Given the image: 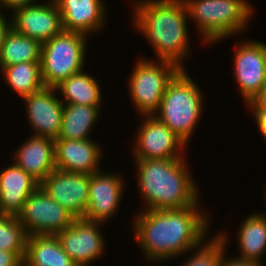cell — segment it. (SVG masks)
Segmentation results:
<instances>
[{"mask_svg":"<svg viewBox=\"0 0 266 266\" xmlns=\"http://www.w3.org/2000/svg\"><path fill=\"white\" fill-rule=\"evenodd\" d=\"M201 200L182 209L143 210L133 217V237L149 263L172 260L197 247L209 232Z\"/></svg>","mask_w":266,"mask_h":266,"instance_id":"obj_1","label":"cell"},{"mask_svg":"<svg viewBox=\"0 0 266 266\" xmlns=\"http://www.w3.org/2000/svg\"><path fill=\"white\" fill-rule=\"evenodd\" d=\"M131 6L132 26L149 42L156 60L168 61L180 69H186L183 61L190 57L192 51L189 45V19L185 2L133 0Z\"/></svg>","mask_w":266,"mask_h":266,"instance_id":"obj_2","label":"cell"},{"mask_svg":"<svg viewBox=\"0 0 266 266\" xmlns=\"http://www.w3.org/2000/svg\"><path fill=\"white\" fill-rule=\"evenodd\" d=\"M185 158L133 159L144 210L182 209L201 199Z\"/></svg>","mask_w":266,"mask_h":266,"instance_id":"obj_3","label":"cell"},{"mask_svg":"<svg viewBox=\"0 0 266 266\" xmlns=\"http://www.w3.org/2000/svg\"><path fill=\"white\" fill-rule=\"evenodd\" d=\"M202 45L218 44L248 28L254 7L247 0H183Z\"/></svg>","mask_w":266,"mask_h":266,"instance_id":"obj_4","label":"cell"},{"mask_svg":"<svg viewBox=\"0 0 266 266\" xmlns=\"http://www.w3.org/2000/svg\"><path fill=\"white\" fill-rule=\"evenodd\" d=\"M186 69H181L169 82L153 114L187 145L199 125L204 111V95Z\"/></svg>","mask_w":266,"mask_h":266,"instance_id":"obj_5","label":"cell"},{"mask_svg":"<svg viewBox=\"0 0 266 266\" xmlns=\"http://www.w3.org/2000/svg\"><path fill=\"white\" fill-rule=\"evenodd\" d=\"M88 36L62 31L41 47V75L45 87H56L61 81L85 69Z\"/></svg>","mask_w":266,"mask_h":266,"instance_id":"obj_6","label":"cell"},{"mask_svg":"<svg viewBox=\"0 0 266 266\" xmlns=\"http://www.w3.org/2000/svg\"><path fill=\"white\" fill-rule=\"evenodd\" d=\"M128 79V91L139 115H153L173 77L181 70L168 62L139 57Z\"/></svg>","mask_w":266,"mask_h":266,"instance_id":"obj_7","label":"cell"},{"mask_svg":"<svg viewBox=\"0 0 266 266\" xmlns=\"http://www.w3.org/2000/svg\"><path fill=\"white\" fill-rule=\"evenodd\" d=\"M17 219L27 235H56L75 221V217L50 198L39 186L30 194Z\"/></svg>","mask_w":266,"mask_h":266,"instance_id":"obj_8","label":"cell"},{"mask_svg":"<svg viewBox=\"0 0 266 266\" xmlns=\"http://www.w3.org/2000/svg\"><path fill=\"white\" fill-rule=\"evenodd\" d=\"M135 132L133 159H180L187 155L188 145L155 115H141ZM186 149V150H185Z\"/></svg>","mask_w":266,"mask_h":266,"instance_id":"obj_9","label":"cell"},{"mask_svg":"<svg viewBox=\"0 0 266 266\" xmlns=\"http://www.w3.org/2000/svg\"><path fill=\"white\" fill-rule=\"evenodd\" d=\"M239 43L233 52V75L248 104L266 84V43L251 39Z\"/></svg>","mask_w":266,"mask_h":266,"instance_id":"obj_10","label":"cell"},{"mask_svg":"<svg viewBox=\"0 0 266 266\" xmlns=\"http://www.w3.org/2000/svg\"><path fill=\"white\" fill-rule=\"evenodd\" d=\"M103 225L101 222L79 218L56 234L63 250L77 266H91V263L103 256L106 251L105 236L101 233Z\"/></svg>","mask_w":266,"mask_h":266,"instance_id":"obj_11","label":"cell"},{"mask_svg":"<svg viewBox=\"0 0 266 266\" xmlns=\"http://www.w3.org/2000/svg\"><path fill=\"white\" fill-rule=\"evenodd\" d=\"M123 175L99 170L90 175L89 197L83 219L106 223L120 211L119 206L126 189ZM125 185V186H124Z\"/></svg>","mask_w":266,"mask_h":266,"instance_id":"obj_12","label":"cell"},{"mask_svg":"<svg viewBox=\"0 0 266 266\" xmlns=\"http://www.w3.org/2000/svg\"><path fill=\"white\" fill-rule=\"evenodd\" d=\"M10 17L14 31L41 44L63 31L61 14L54 0L23 6Z\"/></svg>","mask_w":266,"mask_h":266,"instance_id":"obj_13","label":"cell"},{"mask_svg":"<svg viewBox=\"0 0 266 266\" xmlns=\"http://www.w3.org/2000/svg\"><path fill=\"white\" fill-rule=\"evenodd\" d=\"M55 87H43L41 90L31 93L23 98L25 116L31 135L58 139L62 124L64 103L57 96Z\"/></svg>","mask_w":266,"mask_h":266,"instance_id":"obj_14","label":"cell"},{"mask_svg":"<svg viewBox=\"0 0 266 266\" xmlns=\"http://www.w3.org/2000/svg\"><path fill=\"white\" fill-rule=\"evenodd\" d=\"M90 175L54 169L40 187L76 219L83 218L88 204Z\"/></svg>","mask_w":266,"mask_h":266,"instance_id":"obj_15","label":"cell"},{"mask_svg":"<svg viewBox=\"0 0 266 266\" xmlns=\"http://www.w3.org/2000/svg\"><path fill=\"white\" fill-rule=\"evenodd\" d=\"M54 1L61 14L63 31L77 32L91 38L90 35L105 29L108 19L105 0Z\"/></svg>","mask_w":266,"mask_h":266,"instance_id":"obj_16","label":"cell"},{"mask_svg":"<svg viewBox=\"0 0 266 266\" xmlns=\"http://www.w3.org/2000/svg\"><path fill=\"white\" fill-rule=\"evenodd\" d=\"M103 148L100 143L87 140H55V166L56 169L72 173L92 175L102 170L101 161Z\"/></svg>","mask_w":266,"mask_h":266,"instance_id":"obj_17","label":"cell"},{"mask_svg":"<svg viewBox=\"0 0 266 266\" xmlns=\"http://www.w3.org/2000/svg\"><path fill=\"white\" fill-rule=\"evenodd\" d=\"M13 152V162L28 173L39 184L55 166V140L29 135Z\"/></svg>","mask_w":266,"mask_h":266,"instance_id":"obj_18","label":"cell"},{"mask_svg":"<svg viewBox=\"0 0 266 266\" xmlns=\"http://www.w3.org/2000/svg\"><path fill=\"white\" fill-rule=\"evenodd\" d=\"M40 184L13 161L0 170V214L17 216Z\"/></svg>","mask_w":266,"mask_h":266,"instance_id":"obj_19","label":"cell"},{"mask_svg":"<svg viewBox=\"0 0 266 266\" xmlns=\"http://www.w3.org/2000/svg\"><path fill=\"white\" fill-rule=\"evenodd\" d=\"M98 81L84 69L61 81L55 89L64 104H83L102 109L104 100Z\"/></svg>","mask_w":266,"mask_h":266,"instance_id":"obj_20","label":"cell"},{"mask_svg":"<svg viewBox=\"0 0 266 266\" xmlns=\"http://www.w3.org/2000/svg\"><path fill=\"white\" fill-rule=\"evenodd\" d=\"M236 235L240 253L236 257L262 264L266 253V214L257 212L248 215Z\"/></svg>","mask_w":266,"mask_h":266,"instance_id":"obj_21","label":"cell"},{"mask_svg":"<svg viewBox=\"0 0 266 266\" xmlns=\"http://www.w3.org/2000/svg\"><path fill=\"white\" fill-rule=\"evenodd\" d=\"M24 260L27 266H77L56 235H29Z\"/></svg>","mask_w":266,"mask_h":266,"instance_id":"obj_22","label":"cell"},{"mask_svg":"<svg viewBox=\"0 0 266 266\" xmlns=\"http://www.w3.org/2000/svg\"><path fill=\"white\" fill-rule=\"evenodd\" d=\"M101 110L100 107L83 104H64L58 139H90L91 131L99 120Z\"/></svg>","mask_w":266,"mask_h":266,"instance_id":"obj_23","label":"cell"},{"mask_svg":"<svg viewBox=\"0 0 266 266\" xmlns=\"http://www.w3.org/2000/svg\"><path fill=\"white\" fill-rule=\"evenodd\" d=\"M42 44L12 28L6 34L0 49V70L22 62H40Z\"/></svg>","mask_w":266,"mask_h":266,"instance_id":"obj_24","label":"cell"},{"mask_svg":"<svg viewBox=\"0 0 266 266\" xmlns=\"http://www.w3.org/2000/svg\"><path fill=\"white\" fill-rule=\"evenodd\" d=\"M0 72L9 88L22 98L45 87L40 62H22L6 66Z\"/></svg>","mask_w":266,"mask_h":266,"instance_id":"obj_25","label":"cell"},{"mask_svg":"<svg viewBox=\"0 0 266 266\" xmlns=\"http://www.w3.org/2000/svg\"><path fill=\"white\" fill-rule=\"evenodd\" d=\"M227 230L218 231L209 240L205 238L197 247L190 249L191 257L184 260L181 266H220L222 255L227 251L228 240Z\"/></svg>","mask_w":266,"mask_h":266,"instance_id":"obj_26","label":"cell"},{"mask_svg":"<svg viewBox=\"0 0 266 266\" xmlns=\"http://www.w3.org/2000/svg\"><path fill=\"white\" fill-rule=\"evenodd\" d=\"M28 235L14 215L0 214V250L16 252L25 257Z\"/></svg>","mask_w":266,"mask_h":266,"instance_id":"obj_27","label":"cell"},{"mask_svg":"<svg viewBox=\"0 0 266 266\" xmlns=\"http://www.w3.org/2000/svg\"><path fill=\"white\" fill-rule=\"evenodd\" d=\"M252 112V116L255 119L256 126L258 127V132L264 138L266 142V108H249Z\"/></svg>","mask_w":266,"mask_h":266,"instance_id":"obj_28","label":"cell"},{"mask_svg":"<svg viewBox=\"0 0 266 266\" xmlns=\"http://www.w3.org/2000/svg\"><path fill=\"white\" fill-rule=\"evenodd\" d=\"M36 1L37 0H0V10H1L0 12L9 11V13H11L23 6L38 3V1L37 2Z\"/></svg>","mask_w":266,"mask_h":266,"instance_id":"obj_29","label":"cell"},{"mask_svg":"<svg viewBox=\"0 0 266 266\" xmlns=\"http://www.w3.org/2000/svg\"><path fill=\"white\" fill-rule=\"evenodd\" d=\"M226 252L222 255V259L220 262V266H264V264H260L254 261H248L245 259H241L238 257H229ZM229 257V258H228Z\"/></svg>","mask_w":266,"mask_h":266,"instance_id":"obj_30","label":"cell"},{"mask_svg":"<svg viewBox=\"0 0 266 266\" xmlns=\"http://www.w3.org/2000/svg\"><path fill=\"white\" fill-rule=\"evenodd\" d=\"M21 260L16 252L0 250V266H15Z\"/></svg>","mask_w":266,"mask_h":266,"instance_id":"obj_31","label":"cell"},{"mask_svg":"<svg viewBox=\"0 0 266 266\" xmlns=\"http://www.w3.org/2000/svg\"><path fill=\"white\" fill-rule=\"evenodd\" d=\"M246 106L249 108H266V84Z\"/></svg>","mask_w":266,"mask_h":266,"instance_id":"obj_32","label":"cell"},{"mask_svg":"<svg viewBox=\"0 0 266 266\" xmlns=\"http://www.w3.org/2000/svg\"><path fill=\"white\" fill-rule=\"evenodd\" d=\"M4 13L0 12V49H1V45L4 42L5 36L6 34L9 32V30L11 29V17H9V20H7L6 15H4Z\"/></svg>","mask_w":266,"mask_h":266,"instance_id":"obj_33","label":"cell"},{"mask_svg":"<svg viewBox=\"0 0 266 266\" xmlns=\"http://www.w3.org/2000/svg\"><path fill=\"white\" fill-rule=\"evenodd\" d=\"M15 266H27V263L24 259H22L18 264H16Z\"/></svg>","mask_w":266,"mask_h":266,"instance_id":"obj_34","label":"cell"}]
</instances>
